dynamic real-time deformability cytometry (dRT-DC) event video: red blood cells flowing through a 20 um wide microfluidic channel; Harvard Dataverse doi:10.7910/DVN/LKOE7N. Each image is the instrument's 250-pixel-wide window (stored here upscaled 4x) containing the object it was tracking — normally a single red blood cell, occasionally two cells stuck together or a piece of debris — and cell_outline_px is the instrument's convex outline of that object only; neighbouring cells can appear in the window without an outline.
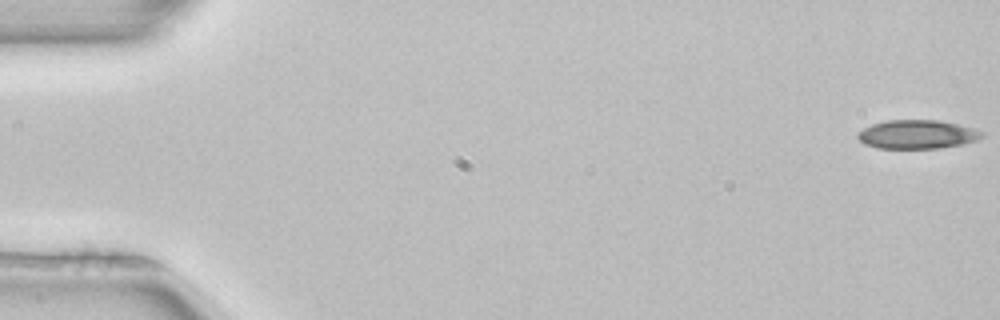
{"species": "common noctule bat (a hibernating species)", "species_latin": "Nyctalus noctula", "temperature_condition": "room temperature", "stored_images_in_passage": 52, "camera_frame_rate_fps": 3000, "um_per_image_px": 0.085, "animal": {"sex": "female", "body_mass_g": 22.7, "forearm_length_mm": 54.2}, "frame": {"image": 1, "passage_image": 1, "time_ms": 0.0, "image_size_px": [1000, 320], "cell_outline_px": [[984, 136], [976, 140], [964, 144], [940, 148], [876, 148], [864, 144], [856, 136], [856, 132], [872, 124], [888, 120], [940, 120], [972, 128], [984, 132]], "centroid_in_image_um": [77.95, 11.42], "position_along_channel_um": 7.1, "area_um2": 20.87}}
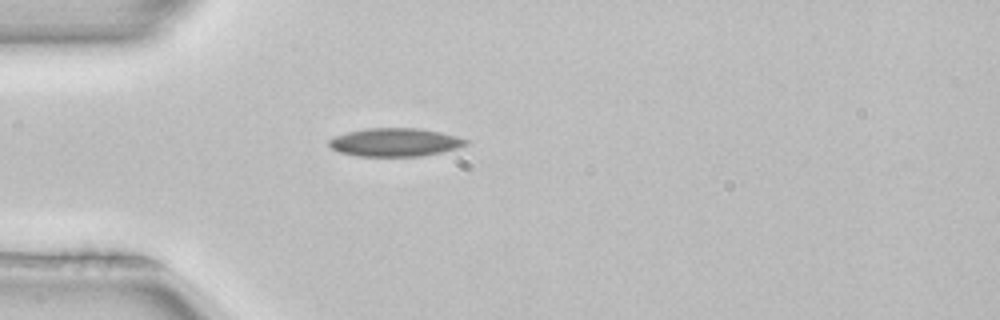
{"frame": {"image": 2, "passage_image": 15, "time_ms": 4.667, "image_size_px": [1000, 320], "cell_outline_px": [[468, 144], [460, 148], [420, 156], [356, 156], [340, 152], [332, 148], [328, 144], [328, 140], [336, 136], [348, 132], [368, 128], [420, 128], [440, 132], [456, 136], [468, 140]], "centroid_in_image_um": [33.6, 12.09], "position_along_channel_um": 51.4, "area_um2": 22.48}}
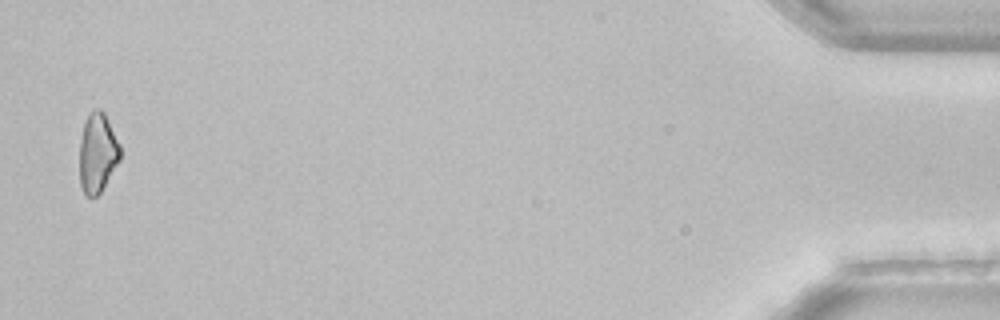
{"frame": {"image": 3, "passage_image": 51, "time_ms": 16.667, "image_size_px": [1000, 320], "cell_outline_px": [[120, 160], [104, 188], [96, 196], [84, 196], [80, 184], [80, 140], [84, 124], [92, 108], [100, 108], [104, 112], [120, 144]], "centroid_in_image_um": [8.29, 13.01], "position_along_channel_um": 426.9, "area_um2": 18.96}, "authors_computed_cell_mechanics": {"area_um2": 21.2704, "velocity_mm_per_s": 3.9962, "shape_relaxation_time_tau1_ms": 3.4891, "shape_relaxation_time_tau2_ms": null, "deformation_change_tau1": 0.0923, "deformation_change_tau2": null}}